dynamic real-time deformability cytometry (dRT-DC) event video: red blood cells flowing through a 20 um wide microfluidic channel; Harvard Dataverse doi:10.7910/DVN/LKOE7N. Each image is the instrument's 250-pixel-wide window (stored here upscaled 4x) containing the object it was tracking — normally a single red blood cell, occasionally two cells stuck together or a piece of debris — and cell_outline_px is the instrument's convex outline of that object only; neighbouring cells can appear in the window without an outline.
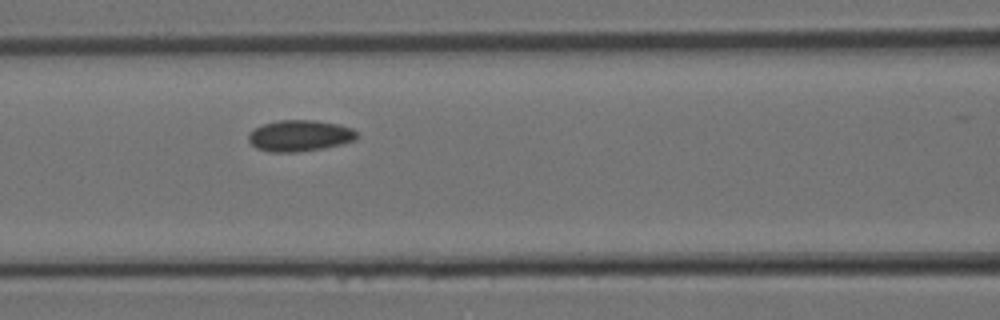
{"species": "Egyptian fruit bat (a non-hibernating species)", "species_latin": "Rousettus aegyptiacus", "temperature_condition": "room temperature", "stored_images_in_passage": 16, "camera_frame_rate_fps": 3000, "um_per_image_px": 0.085, "animal": {"sex": "female"}, "frame": {"image": 1, "passage_image": 10, "time_ms": 3.0, "image_size_px": [1000, 320], "cell_outline_px": [[360, 136], [344, 144], [324, 148], [296, 152], [268, 152], [256, 148], [248, 140], [248, 132], [264, 124], [276, 120], [316, 120], [336, 124], [352, 128]], "centroid_in_image_um": [25.47, 11.54], "position_along_channel_um": 141.1, "area_um2": 19.83}}
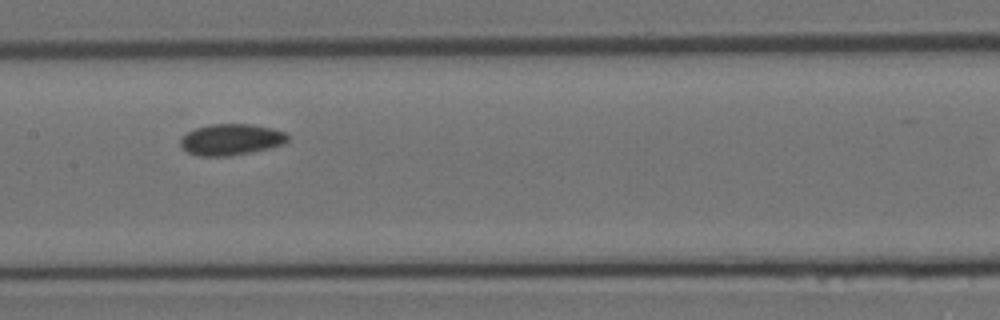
{"frame": {"image": 2, "passage_image": 12, "time_ms": 3.667, "image_size_px": [1000, 320], "cell_outline_px": [[288, 140], [284, 144], [268, 148], [228, 156], [200, 156], [188, 152], [180, 144], [180, 140], [188, 132], [196, 128], [212, 124], [252, 124], [272, 128], [284, 132], [288, 136]], "centroid_in_image_um": [19.65, 11.85], "position_along_channel_um": 187.7, "area_um2": 19.25}}
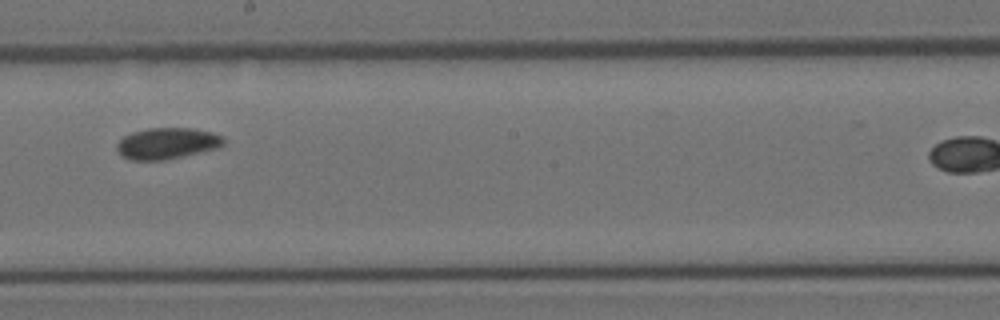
{"frame": {"image": 3, "passage_image": 14, "time_ms": 4.333, "image_size_px": [1000, 320], "cell_outline_px": [[224, 144], [220, 148], [184, 156], [164, 160], [132, 160], [120, 156], [116, 148], [116, 144], [124, 136], [132, 132], [148, 128], [192, 128], [212, 132], [224, 136]], "centroid_in_image_um": [14.22, 12.19], "position_along_channel_um": 234.0, "area_um2": 19.71}}